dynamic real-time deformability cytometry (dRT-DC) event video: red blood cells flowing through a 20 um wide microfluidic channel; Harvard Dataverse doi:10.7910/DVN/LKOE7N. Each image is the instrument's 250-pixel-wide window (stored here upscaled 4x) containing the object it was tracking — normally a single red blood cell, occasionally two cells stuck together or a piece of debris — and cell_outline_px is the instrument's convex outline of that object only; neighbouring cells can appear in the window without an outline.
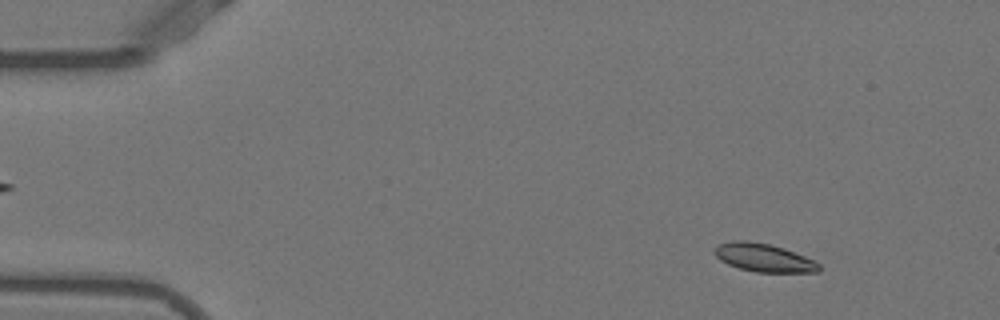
{"species": "Egyptian fruit bat (a non-hibernating species)", "species_latin": "Rousettus aegyptiacus", "temperature_condition": "warm", "stored_images_in_passage": 52, "camera_frame_rate_fps": 3000, "um_per_image_px": 0.085, "animal": {"sex": "female"}, "frame": {"image": 1, "passage_image": 6, "time_ms": 1.667, "image_size_px": [1000, 320], "cell_outline_px": [[820, 272], [756, 272], [740, 268], [728, 264], [720, 260], [712, 252], [720, 244], [732, 240], [748, 240], [768, 244], [784, 248], [804, 256], [820, 264]], "centroid_in_image_um": [64.91, 21.9], "position_along_channel_um": 20.1, "area_um2": 17.05}}
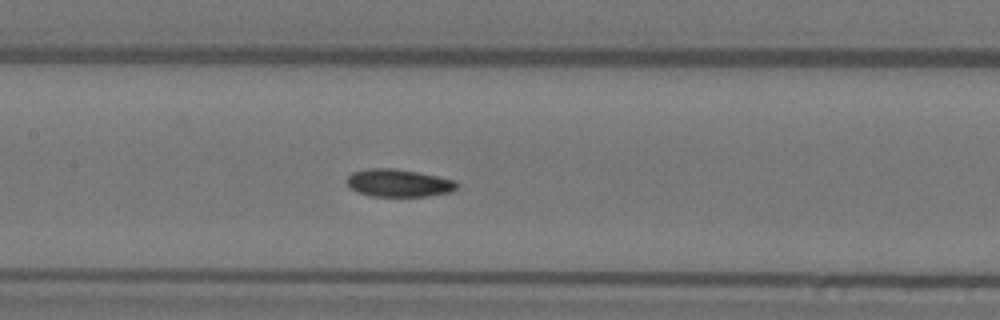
{"frame": {"image": 2, "passage_image": 25, "time_ms": 8.0, "image_size_px": [1000, 320], "cell_outline_px": [[456, 188], [452, 192], [428, 196], [372, 196], [356, 192], [344, 180], [352, 172], [368, 168], [392, 168], [416, 172], [436, 176], [452, 180], [456, 184]], "centroid_in_image_um": [33.82, 15.56], "position_along_channel_um": 173.6, "area_um2": 17.57}}
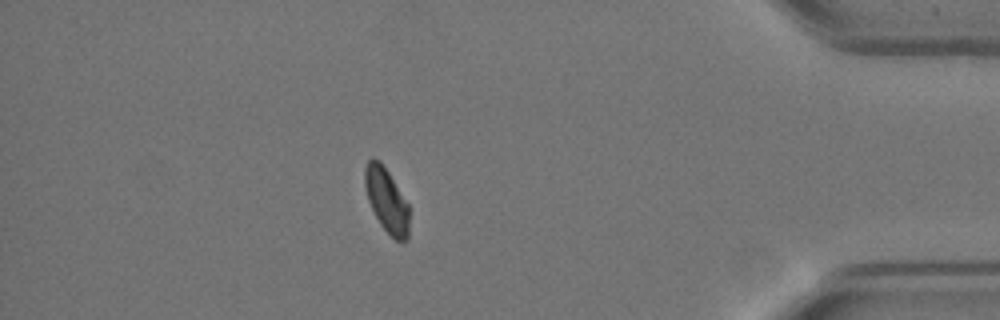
{"frame": {"image": 3, "passage_image": 46, "time_ms": 15.0, "image_size_px": [1000, 320], "cell_outline_px": [[408, 240], [396, 240], [380, 224], [368, 200], [364, 184], [364, 168], [368, 160], [372, 156], [380, 160], [388, 172], [408, 204]], "centroid_in_image_um": [32.83, 16.97], "position_along_channel_um": 402.4, "area_um2": 16.36}, "authors_computed_cell_mechanics": {"area_um2": 17.4845, "velocity_mm_per_s": 3.86, "shape_relaxation_time_tau1_ms": 4.2703, "shape_relaxation_time_tau2_ms": null, "deformation_change_tau1": 0.124, "deformation_change_tau2": null}}